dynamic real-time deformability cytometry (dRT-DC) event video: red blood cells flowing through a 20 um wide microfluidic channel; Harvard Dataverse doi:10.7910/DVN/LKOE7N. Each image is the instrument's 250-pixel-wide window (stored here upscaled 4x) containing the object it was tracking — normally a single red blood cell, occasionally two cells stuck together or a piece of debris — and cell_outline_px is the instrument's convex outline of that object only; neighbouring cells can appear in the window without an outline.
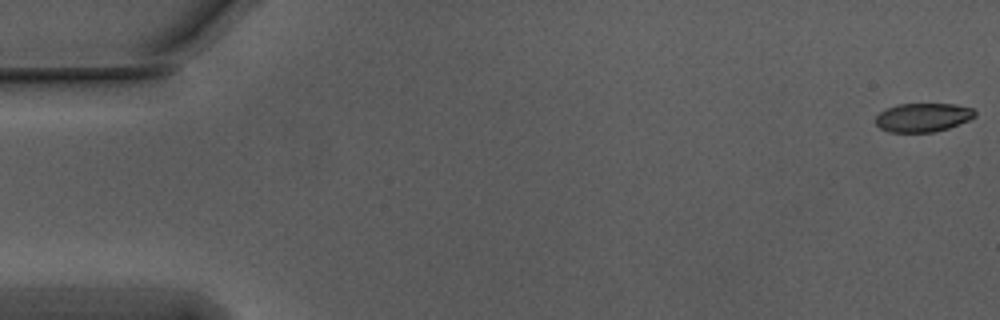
{"species": "Egyptian fruit bat (a non-hibernating species)", "species_latin": "Rousettus aegyptiacus", "temperature_condition": "warm", "stored_images_in_passage": 55, "camera_frame_rate_fps": 3000, "um_per_image_px": 0.085, "animal": {"sex": "male"}, "frame": {"image": 1, "passage_image": 1, "time_ms": 0.0, "image_size_px": [1000, 320], "cell_outline_px": [[976, 116], [960, 124], [948, 128], [932, 132], [888, 132], [880, 128], [876, 124], [876, 116], [880, 112], [888, 108], [900, 104], [956, 104], [972, 108], [976, 112]], "centroid_in_image_um": [78.46, 9.98], "position_along_channel_um": 6.5, "area_um2": 16.59}}
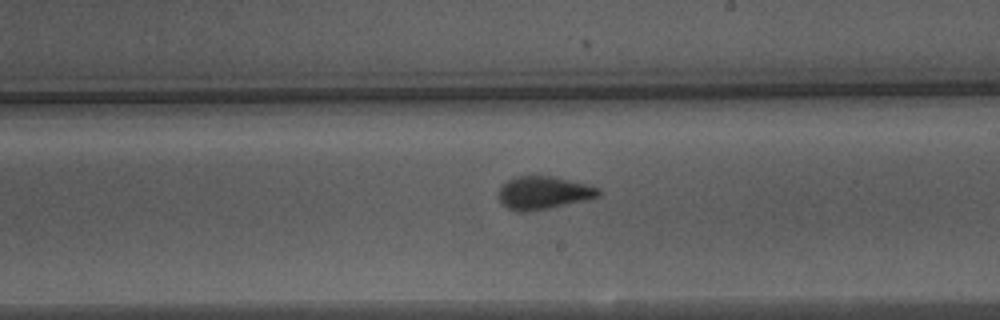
{"frame": {"image": 2, "passage_image": 32, "time_ms": 10.333, "image_size_px": [1000, 320], "cell_outline_px": [[600, 196], [584, 200], [548, 208], [528, 212], [520, 212], [508, 208], [500, 200], [500, 188], [512, 176], [552, 176], [600, 188]], "centroid_in_image_um": [46.19, 16.38], "position_along_channel_um": 242.8, "area_um2": 18.79}}
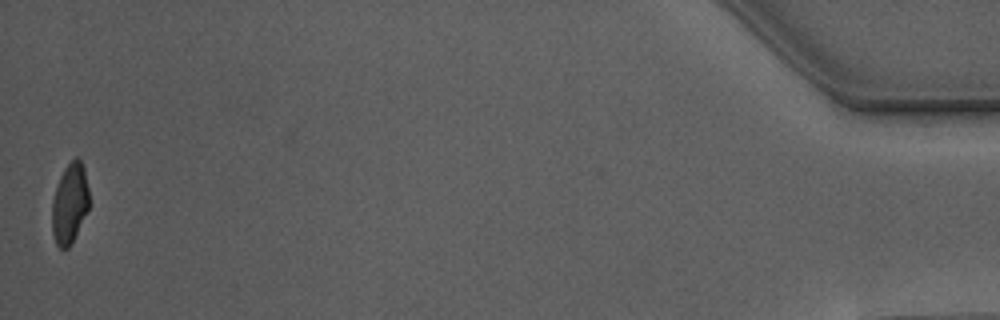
{"frame": {"image": 3, "passage_image": 55, "time_ms": 18.0, "image_size_px": [1000, 320], "cell_outline_px": [[88, 208], [68, 248], [60, 248], [56, 244], [52, 232], [52, 200], [60, 176], [64, 168], [76, 156], [80, 160], [84, 168], [88, 188]], "centroid_in_image_um": [5.9, 17.26], "position_along_channel_um": 429.3, "area_um2": 16.94}, "authors_computed_cell_mechanics": {"area_um2": 18.4382, "velocity_mm_per_s": 3.7637, "shape_relaxation_time_tau1_ms": 5.037, "shape_relaxation_time_tau2_ms": 1.0163, "deformation_change_tau1": 0.1676, "deformation_change_tau2": 0.0686}}